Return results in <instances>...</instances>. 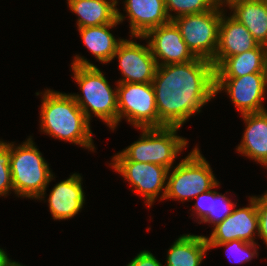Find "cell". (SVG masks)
<instances>
[{
    "label": "cell",
    "instance_id": "cell-1",
    "mask_svg": "<svg viewBox=\"0 0 267 266\" xmlns=\"http://www.w3.org/2000/svg\"><path fill=\"white\" fill-rule=\"evenodd\" d=\"M159 120L181 127L211 101L215 94V69L211 61L195 58L187 63L157 67L152 80Z\"/></svg>",
    "mask_w": 267,
    "mask_h": 266
},
{
    "label": "cell",
    "instance_id": "cell-2",
    "mask_svg": "<svg viewBox=\"0 0 267 266\" xmlns=\"http://www.w3.org/2000/svg\"><path fill=\"white\" fill-rule=\"evenodd\" d=\"M41 103V132L95 150L90 122L70 94L45 89Z\"/></svg>",
    "mask_w": 267,
    "mask_h": 266
},
{
    "label": "cell",
    "instance_id": "cell-3",
    "mask_svg": "<svg viewBox=\"0 0 267 266\" xmlns=\"http://www.w3.org/2000/svg\"><path fill=\"white\" fill-rule=\"evenodd\" d=\"M73 79L81 94H70L90 122L92 114L103 120L112 131L118 126L117 88H111L102 71L89 60L75 55ZM92 113V114H91Z\"/></svg>",
    "mask_w": 267,
    "mask_h": 266
},
{
    "label": "cell",
    "instance_id": "cell-4",
    "mask_svg": "<svg viewBox=\"0 0 267 266\" xmlns=\"http://www.w3.org/2000/svg\"><path fill=\"white\" fill-rule=\"evenodd\" d=\"M10 170L18 197L43 200L48 184L55 178L32 136L19 146L11 143Z\"/></svg>",
    "mask_w": 267,
    "mask_h": 266
},
{
    "label": "cell",
    "instance_id": "cell-5",
    "mask_svg": "<svg viewBox=\"0 0 267 266\" xmlns=\"http://www.w3.org/2000/svg\"><path fill=\"white\" fill-rule=\"evenodd\" d=\"M181 127L164 126L139 128V140L132 143L121 153L134 162L154 163L172 169L179 153L186 148L188 140L177 135Z\"/></svg>",
    "mask_w": 267,
    "mask_h": 266
},
{
    "label": "cell",
    "instance_id": "cell-6",
    "mask_svg": "<svg viewBox=\"0 0 267 266\" xmlns=\"http://www.w3.org/2000/svg\"><path fill=\"white\" fill-rule=\"evenodd\" d=\"M219 186L210 164L196 146L183 160L168 170L166 193L163 200L187 201L202 192Z\"/></svg>",
    "mask_w": 267,
    "mask_h": 266
},
{
    "label": "cell",
    "instance_id": "cell-7",
    "mask_svg": "<svg viewBox=\"0 0 267 266\" xmlns=\"http://www.w3.org/2000/svg\"><path fill=\"white\" fill-rule=\"evenodd\" d=\"M223 9L215 7L211 11L180 16L172 20L195 57L213 61L218 45Z\"/></svg>",
    "mask_w": 267,
    "mask_h": 266
},
{
    "label": "cell",
    "instance_id": "cell-8",
    "mask_svg": "<svg viewBox=\"0 0 267 266\" xmlns=\"http://www.w3.org/2000/svg\"><path fill=\"white\" fill-rule=\"evenodd\" d=\"M118 124L122 118L136 128L164 127L159 120L152 83H117Z\"/></svg>",
    "mask_w": 267,
    "mask_h": 266
},
{
    "label": "cell",
    "instance_id": "cell-9",
    "mask_svg": "<svg viewBox=\"0 0 267 266\" xmlns=\"http://www.w3.org/2000/svg\"><path fill=\"white\" fill-rule=\"evenodd\" d=\"M112 164V165H111ZM132 186V191L144 196L145 204L150 208L156 198L164 199L168 169L158 164L129 161L121 152L112 157L109 164Z\"/></svg>",
    "mask_w": 267,
    "mask_h": 266
},
{
    "label": "cell",
    "instance_id": "cell-10",
    "mask_svg": "<svg viewBox=\"0 0 267 266\" xmlns=\"http://www.w3.org/2000/svg\"><path fill=\"white\" fill-rule=\"evenodd\" d=\"M267 73H252L242 77H215V94L227 92L240 114L265 111Z\"/></svg>",
    "mask_w": 267,
    "mask_h": 266
},
{
    "label": "cell",
    "instance_id": "cell-11",
    "mask_svg": "<svg viewBox=\"0 0 267 266\" xmlns=\"http://www.w3.org/2000/svg\"><path fill=\"white\" fill-rule=\"evenodd\" d=\"M115 58H118L123 76L117 83H152L158 65L149 43L144 46L124 39L118 45L112 60Z\"/></svg>",
    "mask_w": 267,
    "mask_h": 266
},
{
    "label": "cell",
    "instance_id": "cell-12",
    "mask_svg": "<svg viewBox=\"0 0 267 266\" xmlns=\"http://www.w3.org/2000/svg\"><path fill=\"white\" fill-rule=\"evenodd\" d=\"M249 198L248 207L234 208L230 215L213 227L210 237L205 236L207 243H225L232 240L256 243L254 236H258L257 197Z\"/></svg>",
    "mask_w": 267,
    "mask_h": 266
},
{
    "label": "cell",
    "instance_id": "cell-13",
    "mask_svg": "<svg viewBox=\"0 0 267 266\" xmlns=\"http://www.w3.org/2000/svg\"><path fill=\"white\" fill-rule=\"evenodd\" d=\"M156 59L157 65L187 63L196 57L188 49L179 28L173 21L150 30L144 37Z\"/></svg>",
    "mask_w": 267,
    "mask_h": 266
},
{
    "label": "cell",
    "instance_id": "cell-14",
    "mask_svg": "<svg viewBox=\"0 0 267 266\" xmlns=\"http://www.w3.org/2000/svg\"><path fill=\"white\" fill-rule=\"evenodd\" d=\"M220 19L218 45L212 61L216 69L227 57L241 54L256 48L259 43L254 39L248 29L231 14L226 13Z\"/></svg>",
    "mask_w": 267,
    "mask_h": 266
},
{
    "label": "cell",
    "instance_id": "cell-15",
    "mask_svg": "<svg viewBox=\"0 0 267 266\" xmlns=\"http://www.w3.org/2000/svg\"><path fill=\"white\" fill-rule=\"evenodd\" d=\"M48 203L54 220H68L76 216L85 203L81 175L74 173L57 183L50 191Z\"/></svg>",
    "mask_w": 267,
    "mask_h": 266
},
{
    "label": "cell",
    "instance_id": "cell-16",
    "mask_svg": "<svg viewBox=\"0 0 267 266\" xmlns=\"http://www.w3.org/2000/svg\"><path fill=\"white\" fill-rule=\"evenodd\" d=\"M131 38L144 37L150 30L169 23L164 0H125Z\"/></svg>",
    "mask_w": 267,
    "mask_h": 266
},
{
    "label": "cell",
    "instance_id": "cell-17",
    "mask_svg": "<svg viewBox=\"0 0 267 266\" xmlns=\"http://www.w3.org/2000/svg\"><path fill=\"white\" fill-rule=\"evenodd\" d=\"M241 116L246 128L236 150L267 168V110Z\"/></svg>",
    "mask_w": 267,
    "mask_h": 266
},
{
    "label": "cell",
    "instance_id": "cell-18",
    "mask_svg": "<svg viewBox=\"0 0 267 266\" xmlns=\"http://www.w3.org/2000/svg\"><path fill=\"white\" fill-rule=\"evenodd\" d=\"M117 18L113 23L78 28L84 45L97 61H101L102 64H108L112 61L118 45L124 40V38L116 39L109 30L122 23L125 19V15H122L119 9H117Z\"/></svg>",
    "mask_w": 267,
    "mask_h": 266
},
{
    "label": "cell",
    "instance_id": "cell-19",
    "mask_svg": "<svg viewBox=\"0 0 267 266\" xmlns=\"http://www.w3.org/2000/svg\"><path fill=\"white\" fill-rule=\"evenodd\" d=\"M228 8L231 15L248 29L254 39L267 47V5L264 1L235 0Z\"/></svg>",
    "mask_w": 267,
    "mask_h": 266
},
{
    "label": "cell",
    "instance_id": "cell-20",
    "mask_svg": "<svg viewBox=\"0 0 267 266\" xmlns=\"http://www.w3.org/2000/svg\"><path fill=\"white\" fill-rule=\"evenodd\" d=\"M252 73H267V47L264 45L227 57L215 69V77H242Z\"/></svg>",
    "mask_w": 267,
    "mask_h": 266
},
{
    "label": "cell",
    "instance_id": "cell-21",
    "mask_svg": "<svg viewBox=\"0 0 267 266\" xmlns=\"http://www.w3.org/2000/svg\"><path fill=\"white\" fill-rule=\"evenodd\" d=\"M70 10L78 15V28L113 23L117 18L118 0H67Z\"/></svg>",
    "mask_w": 267,
    "mask_h": 266
},
{
    "label": "cell",
    "instance_id": "cell-22",
    "mask_svg": "<svg viewBox=\"0 0 267 266\" xmlns=\"http://www.w3.org/2000/svg\"><path fill=\"white\" fill-rule=\"evenodd\" d=\"M208 250L205 236L183 234L168 249L165 266H200Z\"/></svg>",
    "mask_w": 267,
    "mask_h": 266
},
{
    "label": "cell",
    "instance_id": "cell-23",
    "mask_svg": "<svg viewBox=\"0 0 267 266\" xmlns=\"http://www.w3.org/2000/svg\"><path fill=\"white\" fill-rule=\"evenodd\" d=\"M165 7L169 16V19L172 21L174 18L203 13L206 11L213 10L216 6L210 0H164ZM174 11L175 14H171Z\"/></svg>",
    "mask_w": 267,
    "mask_h": 266
},
{
    "label": "cell",
    "instance_id": "cell-24",
    "mask_svg": "<svg viewBox=\"0 0 267 266\" xmlns=\"http://www.w3.org/2000/svg\"><path fill=\"white\" fill-rule=\"evenodd\" d=\"M209 249L211 248H217V247H226V253L230 255L227 256L229 257V261L231 260V257L234 258V262L237 264H243L246 262L251 261L252 258L255 256L257 257L258 252H257V243H249L245 242L243 240H232L230 242H225V243H207ZM234 256V257H233ZM233 262V263H234Z\"/></svg>",
    "mask_w": 267,
    "mask_h": 266
},
{
    "label": "cell",
    "instance_id": "cell-25",
    "mask_svg": "<svg viewBox=\"0 0 267 266\" xmlns=\"http://www.w3.org/2000/svg\"><path fill=\"white\" fill-rule=\"evenodd\" d=\"M232 200L218 193L216 190L211 189V205L210 213L201 223H210L215 226L216 224L222 222L228 215H230L236 208V204L231 202Z\"/></svg>",
    "mask_w": 267,
    "mask_h": 266
},
{
    "label": "cell",
    "instance_id": "cell-26",
    "mask_svg": "<svg viewBox=\"0 0 267 266\" xmlns=\"http://www.w3.org/2000/svg\"><path fill=\"white\" fill-rule=\"evenodd\" d=\"M11 143L0 140V196H7L13 191L12 174L10 170Z\"/></svg>",
    "mask_w": 267,
    "mask_h": 266
},
{
    "label": "cell",
    "instance_id": "cell-27",
    "mask_svg": "<svg viewBox=\"0 0 267 266\" xmlns=\"http://www.w3.org/2000/svg\"><path fill=\"white\" fill-rule=\"evenodd\" d=\"M258 236L267 246V190L262 196H257Z\"/></svg>",
    "mask_w": 267,
    "mask_h": 266
},
{
    "label": "cell",
    "instance_id": "cell-28",
    "mask_svg": "<svg viewBox=\"0 0 267 266\" xmlns=\"http://www.w3.org/2000/svg\"><path fill=\"white\" fill-rule=\"evenodd\" d=\"M197 202L194 204L193 211L199 219L198 224L208 216L210 213V205H211V190L206 192H202L197 197H195Z\"/></svg>",
    "mask_w": 267,
    "mask_h": 266
},
{
    "label": "cell",
    "instance_id": "cell-29",
    "mask_svg": "<svg viewBox=\"0 0 267 266\" xmlns=\"http://www.w3.org/2000/svg\"><path fill=\"white\" fill-rule=\"evenodd\" d=\"M126 266H163L159 260L148 250L137 254Z\"/></svg>",
    "mask_w": 267,
    "mask_h": 266
},
{
    "label": "cell",
    "instance_id": "cell-30",
    "mask_svg": "<svg viewBox=\"0 0 267 266\" xmlns=\"http://www.w3.org/2000/svg\"><path fill=\"white\" fill-rule=\"evenodd\" d=\"M11 261L6 251L0 248V266H7Z\"/></svg>",
    "mask_w": 267,
    "mask_h": 266
},
{
    "label": "cell",
    "instance_id": "cell-31",
    "mask_svg": "<svg viewBox=\"0 0 267 266\" xmlns=\"http://www.w3.org/2000/svg\"><path fill=\"white\" fill-rule=\"evenodd\" d=\"M214 6L223 8L228 7L235 0H210ZM224 5V6H223Z\"/></svg>",
    "mask_w": 267,
    "mask_h": 266
},
{
    "label": "cell",
    "instance_id": "cell-32",
    "mask_svg": "<svg viewBox=\"0 0 267 266\" xmlns=\"http://www.w3.org/2000/svg\"><path fill=\"white\" fill-rule=\"evenodd\" d=\"M7 266H24V265H21L19 262L16 261H11Z\"/></svg>",
    "mask_w": 267,
    "mask_h": 266
}]
</instances>
